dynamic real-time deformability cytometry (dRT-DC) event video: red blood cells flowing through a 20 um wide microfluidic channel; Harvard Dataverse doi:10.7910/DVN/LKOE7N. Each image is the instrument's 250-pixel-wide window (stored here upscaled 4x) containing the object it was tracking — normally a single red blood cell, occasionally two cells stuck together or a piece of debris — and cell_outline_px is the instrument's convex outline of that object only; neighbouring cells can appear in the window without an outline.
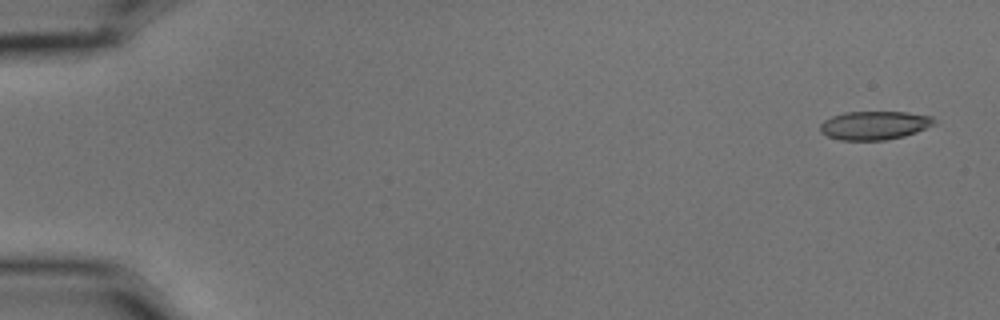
{"species": "common noctule bat (a hibernating species)", "species_latin": "Nyctalus noctula", "temperature_condition": "cold", "stored_images_in_passage": 5, "camera_frame_rate_fps": 3000, "um_per_image_px": 0.085, "animal": {"sex": "male", "body_mass_g": 15.6}, "frame": {"image": 1, "passage_image": 1, "time_ms": 0.0, "image_size_px": [1000, 320], "cell_outline_px": [[936, 120], [932, 124], [916, 132], [904, 136], [884, 140], [840, 140], [828, 136], [820, 132], [820, 124], [824, 120], [832, 116], [844, 112], [908, 112], [932, 116]], "centroid_in_image_um": [74.29, 10.65], "position_along_channel_um": 10.7, "area_um2": 18.9}}
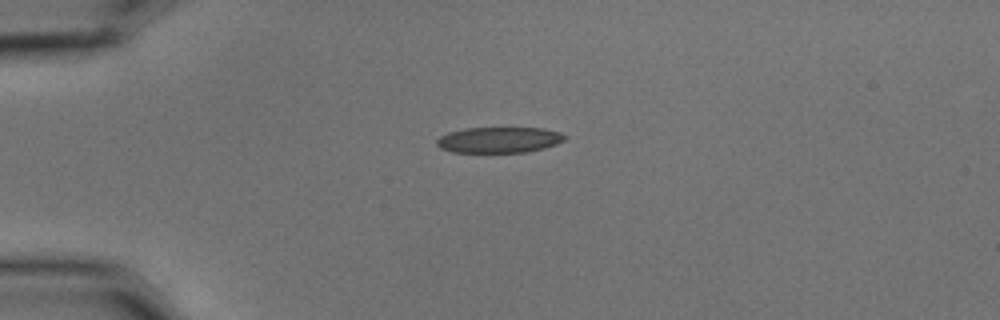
{"frame": {"image": 2, "passage_image": 4, "time_ms": 1.0, "image_size_px": [1000, 320], "cell_outline_px": [[568, 136], [564, 140], [556, 144], [544, 148], [524, 152], [452, 152], [440, 148], [436, 144], [436, 140], [440, 136], [448, 132], [464, 128], [544, 128], [560, 132]], "centroid_in_image_um": [42.42, 11.88], "position_along_channel_um": 42.6, "area_um2": 19.31}}